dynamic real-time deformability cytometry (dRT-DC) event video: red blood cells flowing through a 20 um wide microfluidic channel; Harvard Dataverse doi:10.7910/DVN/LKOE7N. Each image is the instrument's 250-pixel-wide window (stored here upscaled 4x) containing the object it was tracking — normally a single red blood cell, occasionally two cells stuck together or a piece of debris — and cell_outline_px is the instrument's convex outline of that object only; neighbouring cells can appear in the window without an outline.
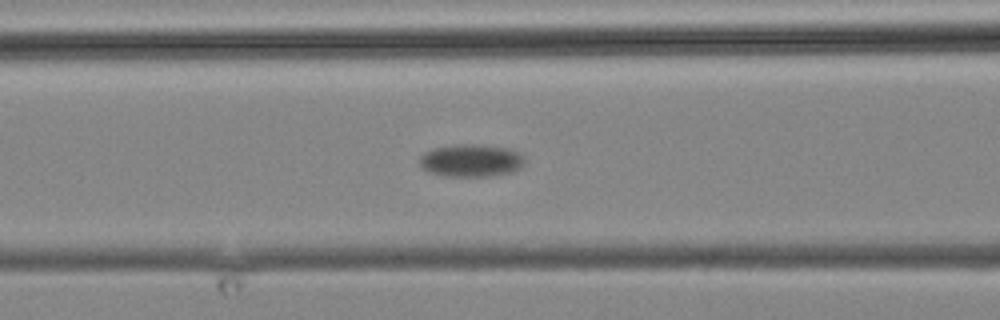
{"species": "common noctule bat (a hibernating species)", "species_latin": "Nyctalus noctula", "temperature_condition": "cold", "stored_images_in_passage": 12, "camera_frame_rate_fps": 3000, "um_per_image_px": 0.085, "animal": {"sex": "male", "body_mass_g": 19.2, "forearm_length_mm": 51.8}, "frame": {"image": 1, "passage_image": 12, "time_ms": 12.667, "image_size_px": [1000, 320], "cell_outline_px": [[524, 164], [520, 168], [512, 172], [484, 176], [444, 176], [428, 172], [420, 164], [420, 156], [424, 152], [432, 148], [452, 144], [472, 144], [508, 148], [520, 152], [524, 156]], "centroid_in_image_um": [40.03, 13.63], "position_along_channel_um": 126.6, "area_um2": 20.06}}